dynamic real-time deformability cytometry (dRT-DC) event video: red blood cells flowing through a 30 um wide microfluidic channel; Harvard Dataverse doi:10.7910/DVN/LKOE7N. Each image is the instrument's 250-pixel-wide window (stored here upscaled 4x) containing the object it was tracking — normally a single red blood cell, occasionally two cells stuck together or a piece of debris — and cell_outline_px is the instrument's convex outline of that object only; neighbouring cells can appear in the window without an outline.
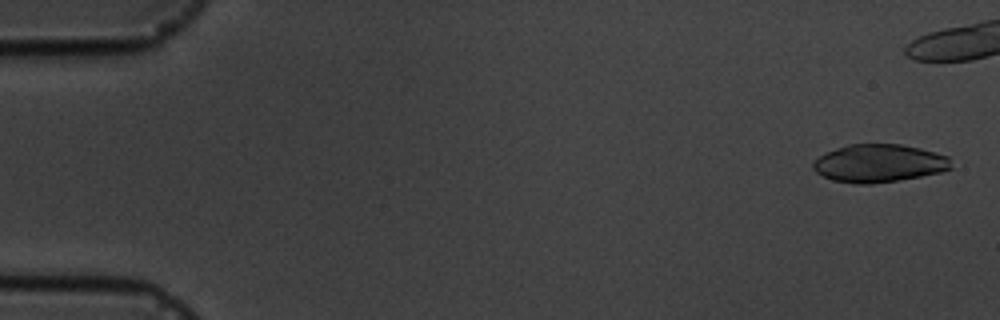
{"species": "common noctule bat (a hibernating species)", "species_latin": "Nyctalus noctula", "temperature_condition": "cold", "stored_images_in_passage": 6, "camera_frame_rate_fps": 3000, "um_per_image_px": 0.085, "animal": {"sex": "male", "body_mass_g": 19.5, "forearm_length_mm": 54.6}, "frame": {"image": 1, "passage_image": 1, "time_ms": 0.0, "image_size_px": [1000, 320], "cell_outline_px": [[952, 168], [940, 172], [920, 176], [872, 184], [856, 184], [832, 180], [816, 172], [812, 168], [812, 164], [820, 156], [836, 148], [848, 144], [900, 144], [920, 148], [936, 152], [948, 156]], "centroid_in_image_um": [74.71, 13.87], "position_along_channel_um": 10.3, "area_um2": 30.35}}